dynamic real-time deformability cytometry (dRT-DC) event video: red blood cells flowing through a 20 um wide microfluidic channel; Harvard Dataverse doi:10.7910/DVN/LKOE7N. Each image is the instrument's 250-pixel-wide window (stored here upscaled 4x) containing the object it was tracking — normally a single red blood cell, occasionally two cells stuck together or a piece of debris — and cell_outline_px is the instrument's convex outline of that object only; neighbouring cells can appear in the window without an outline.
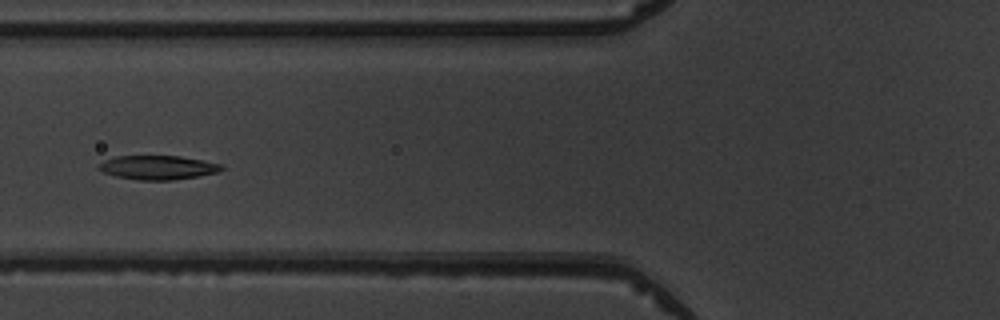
{"species": "common noctule bat (a hibernating species)", "species_latin": "Nyctalus noctula", "temperature_condition": "warm", "stored_images_in_passage": 7, "camera_frame_rate_fps": 3000, "um_per_image_px": 0.085, "animal": {"sex": "male", "body_mass_g": 19.5, "forearm_length_mm": 54.6}, "frame": {"image": 1, "passage_image": 6, "time_ms": 5.667, "image_size_px": [1000, 320], "cell_outline_px": [[224, 168], [216, 172], [196, 176], [172, 180], [140, 180], [116, 176], [104, 172], [96, 168], [104, 160], [116, 156], [180, 156], [224, 164]], "centroid_in_image_um": [13.41, 14.23], "position_along_channel_um": 112.4, "area_um2": 17.05}}
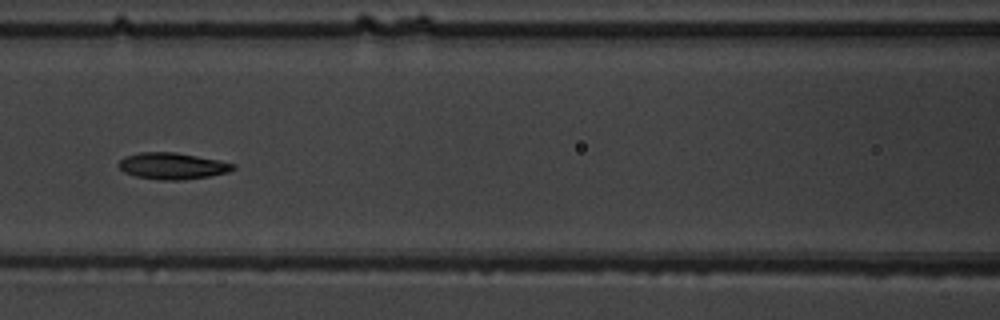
{"frame": {"image": 2, "passage_image": 7, "time_ms": 6.667, "image_size_px": [1000, 320], "cell_outline_px": [[236, 168], [228, 172], [208, 176], [184, 180], [160, 180], [136, 176], [124, 172], [116, 164], [124, 156], [140, 152], [176, 152], [236, 164]], "centroid_in_image_um": [14.62, 14.1], "position_along_channel_um": 152.0, "area_um2": 17.63}}